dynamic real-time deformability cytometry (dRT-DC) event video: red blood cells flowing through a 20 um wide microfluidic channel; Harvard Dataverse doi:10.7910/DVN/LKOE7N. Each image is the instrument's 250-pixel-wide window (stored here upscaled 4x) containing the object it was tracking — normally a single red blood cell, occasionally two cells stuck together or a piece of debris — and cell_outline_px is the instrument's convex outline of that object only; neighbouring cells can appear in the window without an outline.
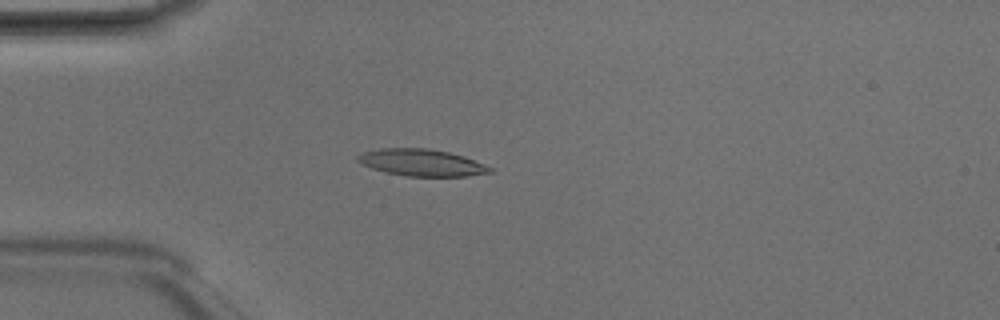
{"species": "Egyptian fruit bat (a non-hibernating species)", "species_latin": "Rousettus aegyptiacus", "temperature_condition": "room temperature", "stored_images_in_passage": 5, "camera_frame_rate_fps": 3000, "um_per_image_px": 0.085, "animal": {"sex": "male"}, "frame": {"image": 1, "passage_image": 4, "time_ms": 1.0, "image_size_px": [1000, 320], "cell_outline_px": [[492, 172], [468, 176], [404, 176], [384, 172], [360, 164], [356, 160], [356, 156], [364, 152], [380, 148], [428, 148], [448, 152], [464, 156], [484, 164], [492, 168]], "centroid_in_image_um": [35.8, 13.82], "position_along_channel_um": 49.2, "area_um2": 20.75}}